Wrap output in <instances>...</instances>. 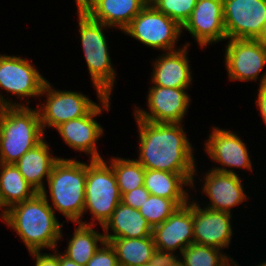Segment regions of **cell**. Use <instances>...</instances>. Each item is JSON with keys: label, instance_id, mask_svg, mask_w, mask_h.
<instances>
[{"label": "cell", "instance_id": "6da1fadb", "mask_svg": "<svg viewBox=\"0 0 266 266\" xmlns=\"http://www.w3.org/2000/svg\"><path fill=\"white\" fill-rule=\"evenodd\" d=\"M138 132L135 158L145 169L172 173H195L192 190L196 191L197 162L183 123H154L134 117ZM197 176V177H195ZM194 189V190H193Z\"/></svg>", "mask_w": 266, "mask_h": 266}, {"label": "cell", "instance_id": "7a4b0ae2", "mask_svg": "<svg viewBox=\"0 0 266 266\" xmlns=\"http://www.w3.org/2000/svg\"><path fill=\"white\" fill-rule=\"evenodd\" d=\"M3 223L16 233L28 252L57 249L63 241V225L42 193L11 206L0 217Z\"/></svg>", "mask_w": 266, "mask_h": 266}, {"label": "cell", "instance_id": "3957f363", "mask_svg": "<svg viewBox=\"0 0 266 266\" xmlns=\"http://www.w3.org/2000/svg\"><path fill=\"white\" fill-rule=\"evenodd\" d=\"M86 176L87 162L75 157L73 159L61 157L55 163L47 185L40 192L54 212L61 213L71 223L86 222L84 218Z\"/></svg>", "mask_w": 266, "mask_h": 266}, {"label": "cell", "instance_id": "277c9868", "mask_svg": "<svg viewBox=\"0 0 266 266\" xmlns=\"http://www.w3.org/2000/svg\"><path fill=\"white\" fill-rule=\"evenodd\" d=\"M78 34L80 35L83 57L85 58L92 86L98 100L113 96L117 74L111 63L106 30L113 28L93 20L77 4Z\"/></svg>", "mask_w": 266, "mask_h": 266}, {"label": "cell", "instance_id": "5b68a950", "mask_svg": "<svg viewBox=\"0 0 266 266\" xmlns=\"http://www.w3.org/2000/svg\"><path fill=\"white\" fill-rule=\"evenodd\" d=\"M44 138L37 106L0 107V163L14 164Z\"/></svg>", "mask_w": 266, "mask_h": 266}, {"label": "cell", "instance_id": "8992f818", "mask_svg": "<svg viewBox=\"0 0 266 266\" xmlns=\"http://www.w3.org/2000/svg\"><path fill=\"white\" fill-rule=\"evenodd\" d=\"M46 80L37 66L28 58L0 54V107L29 106L30 98H40ZM2 90L8 97L3 95ZM9 94L10 96L12 94V98ZM13 95L19 102L12 100Z\"/></svg>", "mask_w": 266, "mask_h": 266}, {"label": "cell", "instance_id": "52a82bcc", "mask_svg": "<svg viewBox=\"0 0 266 266\" xmlns=\"http://www.w3.org/2000/svg\"><path fill=\"white\" fill-rule=\"evenodd\" d=\"M85 182L84 214L91 215L87 225L106 223L122 200L112 166L106 159L88 160Z\"/></svg>", "mask_w": 266, "mask_h": 266}, {"label": "cell", "instance_id": "ba28073f", "mask_svg": "<svg viewBox=\"0 0 266 266\" xmlns=\"http://www.w3.org/2000/svg\"><path fill=\"white\" fill-rule=\"evenodd\" d=\"M148 48L162 52L177 50L182 26L158 11L150 2L133 18L122 32Z\"/></svg>", "mask_w": 266, "mask_h": 266}, {"label": "cell", "instance_id": "9c48e42d", "mask_svg": "<svg viewBox=\"0 0 266 266\" xmlns=\"http://www.w3.org/2000/svg\"><path fill=\"white\" fill-rule=\"evenodd\" d=\"M39 97V100L41 97H46L44 101L40 100V103H37L44 133L48 128L55 129L64 122L85 116L97 104L87 94L80 91L55 89L48 80H46Z\"/></svg>", "mask_w": 266, "mask_h": 266}, {"label": "cell", "instance_id": "30bf717a", "mask_svg": "<svg viewBox=\"0 0 266 266\" xmlns=\"http://www.w3.org/2000/svg\"><path fill=\"white\" fill-rule=\"evenodd\" d=\"M222 50L230 81H266V45L259 39H229ZM264 70V71H263ZM263 72V73H262Z\"/></svg>", "mask_w": 266, "mask_h": 266}, {"label": "cell", "instance_id": "8fae6325", "mask_svg": "<svg viewBox=\"0 0 266 266\" xmlns=\"http://www.w3.org/2000/svg\"><path fill=\"white\" fill-rule=\"evenodd\" d=\"M112 96H104L85 116L64 122L55 130L59 132L64 143L72 150L89 156V160L104 159L98 150V141L104 136L105 130L96 117L109 112Z\"/></svg>", "mask_w": 266, "mask_h": 266}, {"label": "cell", "instance_id": "7c38bea8", "mask_svg": "<svg viewBox=\"0 0 266 266\" xmlns=\"http://www.w3.org/2000/svg\"><path fill=\"white\" fill-rule=\"evenodd\" d=\"M210 131L203 144L208 159H211L212 164L215 163V167L212 165L210 169L234 175H239L235 169L251 172L254 170L249 147L239 133L215 125Z\"/></svg>", "mask_w": 266, "mask_h": 266}, {"label": "cell", "instance_id": "4fadbf2b", "mask_svg": "<svg viewBox=\"0 0 266 266\" xmlns=\"http://www.w3.org/2000/svg\"><path fill=\"white\" fill-rule=\"evenodd\" d=\"M189 88H166L150 86L146 107H133V116L154 123H183L191 105ZM148 110V111H147Z\"/></svg>", "mask_w": 266, "mask_h": 266}, {"label": "cell", "instance_id": "5bb4252c", "mask_svg": "<svg viewBox=\"0 0 266 266\" xmlns=\"http://www.w3.org/2000/svg\"><path fill=\"white\" fill-rule=\"evenodd\" d=\"M226 38L259 39L266 22V0H223Z\"/></svg>", "mask_w": 266, "mask_h": 266}, {"label": "cell", "instance_id": "9a60e30c", "mask_svg": "<svg viewBox=\"0 0 266 266\" xmlns=\"http://www.w3.org/2000/svg\"><path fill=\"white\" fill-rule=\"evenodd\" d=\"M200 177H202L199 179L202 186L199 191L202 195L206 194L204 197H208L209 200L207 201L209 202H205L204 205L201 201L199 205L208 209L233 213L231 210L234 211L236 206L239 207L250 197L246 195L243 179L239 175L209 169L205 173L203 172Z\"/></svg>", "mask_w": 266, "mask_h": 266}, {"label": "cell", "instance_id": "2e32d148", "mask_svg": "<svg viewBox=\"0 0 266 266\" xmlns=\"http://www.w3.org/2000/svg\"><path fill=\"white\" fill-rule=\"evenodd\" d=\"M200 48L226 41L223 0H197L190 18L182 26Z\"/></svg>", "mask_w": 266, "mask_h": 266}, {"label": "cell", "instance_id": "e0dca14e", "mask_svg": "<svg viewBox=\"0 0 266 266\" xmlns=\"http://www.w3.org/2000/svg\"><path fill=\"white\" fill-rule=\"evenodd\" d=\"M193 200L194 243L217 249H227L234 236L233 213L215 211L199 205ZM196 201V202H195ZM233 225V226H232Z\"/></svg>", "mask_w": 266, "mask_h": 266}, {"label": "cell", "instance_id": "ac0fdd59", "mask_svg": "<svg viewBox=\"0 0 266 266\" xmlns=\"http://www.w3.org/2000/svg\"><path fill=\"white\" fill-rule=\"evenodd\" d=\"M189 41L177 50L160 53L152 60L151 86L166 88H189L192 86L193 71L189 59ZM152 82V83H151Z\"/></svg>", "mask_w": 266, "mask_h": 266}, {"label": "cell", "instance_id": "d6986e66", "mask_svg": "<svg viewBox=\"0 0 266 266\" xmlns=\"http://www.w3.org/2000/svg\"><path fill=\"white\" fill-rule=\"evenodd\" d=\"M191 198L167 220L153 228L152 235L157 249L181 253L194 243L193 195Z\"/></svg>", "mask_w": 266, "mask_h": 266}, {"label": "cell", "instance_id": "ffe728a7", "mask_svg": "<svg viewBox=\"0 0 266 266\" xmlns=\"http://www.w3.org/2000/svg\"><path fill=\"white\" fill-rule=\"evenodd\" d=\"M149 0H75L93 20L123 32Z\"/></svg>", "mask_w": 266, "mask_h": 266}, {"label": "cell", "instance_id": "44dd1931", "mask_svg": "<svg viewBox=\"0 0 266 266\" xmlns=\"http://www.w3.org/2000/svg\"><path fill=\"white\" fill-rule=\"evenodd\" d=\"M50 149L49 143L44 138L14 163L24 179L37 192L44 189L55 163L61 158L54 155Z\"/></svg>", "mask_w": 266, "mask_h": 266}, {"label": "cell", "instance_id": "7402d4cb", "mask_svg": "<svg viewBox=\"0 0 266 266\" xmlns=\"http://www.w3.org/2000/svg\"><path fill=\"white\" fill-rule=\"evenodd\" d=\"M105 241L116 238H145L152 235L153 228L139 212L120 202L102 226Z\"/></svg>", "mask_w": 266, "mask_h": 266}, {"label": "cell", "instance_id": "603a6c76", "mask_svg": "<svg viewBox=\"0 0 266 266\" xmlns=\"http://www.w3.org/2000/svg\"><path fill=\"white\" fill-rule=\"evenodd\" d=\"M194 174L145 169L144 187L151 195L168 199H191L189 188L191 190Z\"/></svg>", "mask_w": 266, "mask_h": 266}, {"label": "cell", "instance_id": "cb8c5ba5", "mask_svg": "<svg viewBox=\"0 0 266 266\" xmlns=\"http://www.w3.org/2000/svg\"><path fill=\"white\" fill-rule=\"evenodd\" d=\"M71 238L67 239V247L61 251L70 260L86 266L100 246L105 242L103 233L96 231L95 225L75 222Z\"/></svg>", "mask_w": 266, "mask_h": 266}, {"label": "cell", "instance_id": "d4e9b609", "mask_svg": "<svg viewBox=\"0 0 266 266\" xmlns=\"http://www.w3.org/2000/svg\"><path fill=\"white\" fill-rule=\"evenodd\" d=\"M36 193L15 164L0 163V217L11 206L32 198Z\"/></svg>", "mask_w": 266, "mask_h": 266}, {"label": "cell", "instance_id": "484cf974", "mask_svg": "<svg viewBox=\"0 0 266 266\" xmlns=\"http://www.w3.org/2000/svg\"><path fill=\"white\" fill-rule=\"evenodd\" d=\"M119 266H144L156 250L153 235L145 238H116L111 239Z\"/></svg>", "mask_w": 266, "mask_h": 266}, {"label": "cell", "instance_id": "4316f807", "mask_svg": "<svg viewBox=\"0 0 266 266\" xmlns=\"http://www.w3.org/2000/svg\"><path fill=\"white\" fill-rule=\"evenodd\" d=\"M106 159L113 168L121 195L144 186L145 168L136 159L120 156Z\"/></svg>", "mask_w": 266, "mask_h": 266}, {"label": "cell", "instance_id": "83f0119b", "mask_svg": "<svg viewBox=\"0 0 266 266\" xmlns=\"http://www.w3.org/2000/svg\"><path fill=\"white\" fill-rule=\"evenodd\" d=\"M221 249L190 244L181 252L182 266H233L237 260Z\"/></svg>", "mask_w": 266, "mask_h": 266}, {"label": "cell", "instance_id": "f1b7e54d", "mask_svg": "<svg viewBox=\"0 0 266 266\" xmlns=\"http://www.w3.org/2000/svg\"><path fill=\"white\" fill-rule=\"evenodd\" d=\"M190 199H168L160 196L151 195L145 199L139 212L154 228L167 220L176 209L188 203Z\"/></svg>", "mask_w": 266, "mask_h": 266}, {"label": "cell", "instance_id": "f546056e", "mask_svg": "<svg viewBox=\"0 0 266 266\" xmlns=\"http://www.w3.org/2000/svg\"><path fill=\"white\" fill-rule=\"evenodd\" d=\"M149 2L158 11L183 26L190 18L197 0H149Z\"/></svg>", "mask_w": 266, "mask_h": 266}, {"label": "cell", "instance_id": "4dcf8cb0", "mask_svg": "<svg viewBox=\"0 0 266 266\" xmlns=\"http://www.w3.org/2000/svg\"><path fill=\"white\" fill-rule=\"evenodd\" d=\"M86 266H119L117 254L110 242H104Z\"/></svg>", "mask_w": 266, "mask_h": 266}, {"label": "cell", "instance_id": "1f68e13d", "mask_svg": "<svg viewBox=\"0 0 266 266\" xmlns=\"http://www.w3.org/2000/svg\"><path fill=\"white\" fill-rule=\"evenodd\" d=\"M180 255V256H179ZM150 266H182L181 253L157 249L149 261Z\"/></svg>", "mask_w": 266, "mask_h": 266}, {"label": "cell", "instance_id": "d6a6232c", "mask_svg": "<svg viewBox=\"0 0 266 266\" xmlns=\"http://www.w3.org/2000/svg\"><path fill=\"white\" fill-rule=\"evenodd\" d=\"M149 196V191L144 186H141L133 189L130 192L124 193L122 195L121 202H123L125 205L131 206L134 209H139L145 202V199H148Z\"/></svg>", "mask_w": 266, "mask_h": 266}, {"label": "cell", "instance_id": "836d02e7", "mask_svg": "<svg viewBox=\"0 0 266 266\" xmlns=\"http://www.w3.org/2000/svg\"><path fill=\"white\" fill-rule=\"evenodd\" d=\"M33 259H35V266H59V249L48 252H30Z\"/></svg>", "mask_w": 266, "mask_h": 266}, {"label": "cell", "instance_id": "e575fe53", "mask_svg": "<svg viewBox=\"0 0 266 266\" xmlns=\"http://www.w3.org/2000/svg\"><path fill=\"white\" fill-rule=\"evenodd\" d=\"M257 91L258 93L254 100L256 101V107L262 117V121L266 125V81L259 85Z\"/></svg>", "mask_w": 266, "mask_h": 266}, {"label": "cell", "instance_id": "d590c367", "mask_svg": "<svg viewBox=\"0 0 266 266\" xmlns=\"http://www.w3.org/2000/svg\"><path fill=\"white\" fill-rule=\"evenodd\" d=\"M59 266H81L80 264L70 260L59 251Z\"/></svg>", "mask_w": 266, "mask_h": 266}, {"label": "cell", "instance_id": "8d00e7d4", "mask_svg": "<svg viewBox=\"0 0 266 266\" xmlns=\"http://www.w3.org/2000/svg\"><path fill=\"white\" fill-rule=\"evenodd\" d=\"M260 41H262L265 45H266V22L263 28V33L261 35V37L259 38Z\"/></svg>", "mask_w": 266, "mask_h": 266}, {"label": "cell", "instance_id": "74e56055", "mask_svg": "<svg viewBox=\"0 0 266 266\" xmlns=\"http://www.w3.org/2000/svg\"><path fill=\"white\" fill-rule=\"evenodd\" d=\"M257 263H255V266H266V261L264 260L263 262H259L258 265H256ZM253 266V265H252Z\"/></svg>", "mask_w": 266, "mask_h": 266}, {"label": "cell", "instance_id": "f35d334b", "mask_svg": "<svg viewBox=\"0 0 266 266\" xmlns=\"http://www.w3.org/2000/svg\"><path fill=\"white\" fill-rule=\"evenodd\" d=\"M233 266H240V264H238V262H236Z\"/></svg>", "mask_w": 266, "mask_h": 266}]
</instances>
